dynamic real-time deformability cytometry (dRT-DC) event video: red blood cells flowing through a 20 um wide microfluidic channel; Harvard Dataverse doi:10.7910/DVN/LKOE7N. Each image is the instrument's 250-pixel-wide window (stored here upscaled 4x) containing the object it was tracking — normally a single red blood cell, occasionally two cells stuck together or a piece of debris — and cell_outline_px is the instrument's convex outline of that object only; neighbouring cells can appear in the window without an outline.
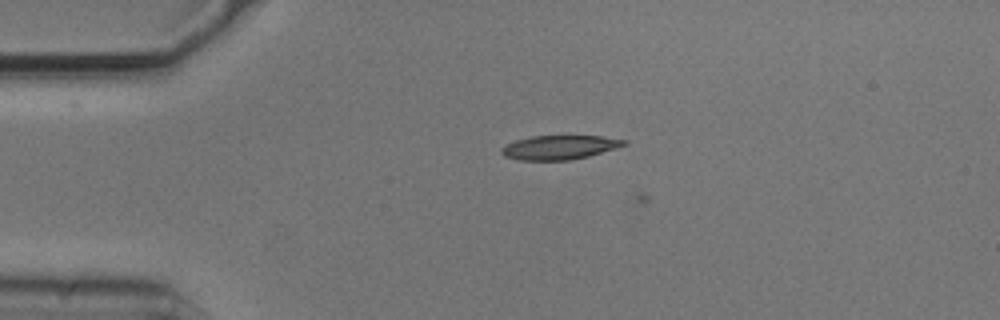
{"species": "common noctule bat (a hibernating species)", "species_latin": "Nyctalus noctula", "temperature_condition": "cold", "stored_images_in_passage": 3, "camera_frame_rate_fps": 3000, "um_per_image_px": 0.085, "animal": {"sex": "male", "body_mass_g": 20.5, "forearm_length_mm": 52.5}, "frame": {"image": 1, "passage_image": 2, "time_ms": 0.333, "image_size_px": [1000, 320], "cell_outline_px": [[628, 144], [588, 156], [572, 160], [520, 160], [504, 156], [500, 152], [500, 148], [516, 140], [532, 136], [600, 136], [628, 140]], "centroid_in_image_um": [47.55, 12.52], "position_along_channel_um": 37.5, "area_um2": 17.11}}